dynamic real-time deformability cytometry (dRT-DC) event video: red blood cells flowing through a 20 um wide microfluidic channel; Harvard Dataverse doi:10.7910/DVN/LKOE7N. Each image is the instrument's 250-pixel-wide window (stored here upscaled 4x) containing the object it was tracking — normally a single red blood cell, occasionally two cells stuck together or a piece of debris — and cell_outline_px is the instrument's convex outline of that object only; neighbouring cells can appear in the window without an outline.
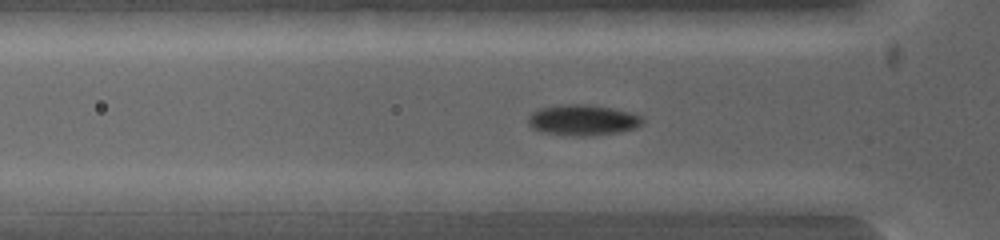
{"species": "common noctule bat (a hibernating species)", "species_latin": "Nyctalus noctula", "temperature_condition": "warm", "stored_images_in_passage": 5, "camera_frame_rate_fps": 5000, "um_per_image_px": 0.085, "animal": {"sex": "female", "body_mass_g": 19.0, "forearm_length_mm": 53.3}, "frame": {"image": 1, "passage_image": 4, "time_ms": 0.6, "image_size_px": [1000, 240], "cell_outline_px": [[604, 200], [544, 212], [496, 212], [492, 200], [512, 192]], "centroid_in_image_um": [45.55, 17.23], "position_along_channel_um": 80.2, "area_um2": 10.17}}